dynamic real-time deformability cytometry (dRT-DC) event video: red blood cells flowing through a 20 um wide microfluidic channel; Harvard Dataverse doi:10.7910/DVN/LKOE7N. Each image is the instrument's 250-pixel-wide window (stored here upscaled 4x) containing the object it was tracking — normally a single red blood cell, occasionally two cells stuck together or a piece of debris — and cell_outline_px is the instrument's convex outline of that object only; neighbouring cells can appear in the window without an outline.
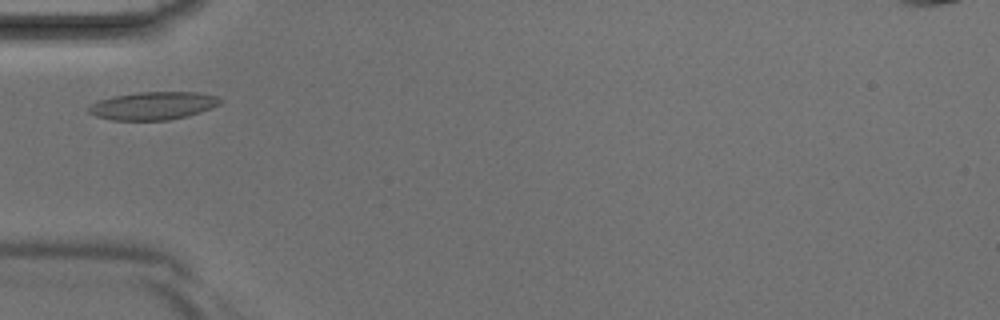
{"species": "Egyptian fruit bat (a non-hibernating species)", "species_latin": "Rousettus aegyptiacus", "temperature_condition": "room temperature", "stored_images_in_passage": 3, "camera_frame_rate_fps": 3000, "um_per_image_px": 0.085, "animal": {"sex": "male"}, "frame": {"image": 1, "passage_image": 2, "time_ms": 0.333, "image_size_px": [1000, 320], "cell_outline_px": [[224, 100], [220, 104], [212, 108], [188, 116], [168, 120], [112, 120], [96, 116], [88, 112], [88, 108], [92, 104], [100, 100], [112, 96], [140, 92], [196, 92], [216, 96]], "centroid_in_image_um": [13.04, 8.99], "position_along_channel_um": 72.0, "area_um2": 21.39}}